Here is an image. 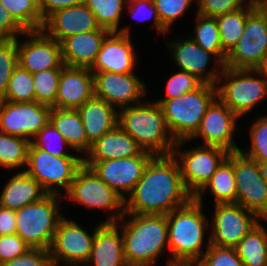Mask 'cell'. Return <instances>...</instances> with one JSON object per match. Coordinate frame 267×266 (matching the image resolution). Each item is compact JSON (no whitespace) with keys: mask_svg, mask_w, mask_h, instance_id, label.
Returning a JSON list of instances; mask_svg holds the SVG:
<instances>
[{"mask_svg":"<svg viewBox=\"0 0 267 266\" xmlns=\"http://www.w3.org/2000/svg\"><path fill=\"white\" fill-rule=\"evenodd\" d=\"M196 266H245L235 248L210 244Z\"/></svg>","mask_w":267,"mask_h":266,"instance_id":"obj_45","label":"cell"},{"mask_svg":"<svg viewBox=\"0 0 267 266\" xmlns=\"http://www.w3.org/2000/svg\"><path fill=\"white\" fill-rule=\"evenodd\" d=\"M179 36L177 38L171 36L172 39L169 38V41L165 42L171 60L175 63L174 66L193 74L203 83L216 85L223 69V63L213 53L201 48L188 34L182 36L179 34Z\"/></svg>","mask_w":267,"mask_h":266,"instance_id":"obj_14","label":"cell"},{"mask_svg":"<svg viewBox=\"0 0 267 266\" xmlns=\"http://www.w3.org/2000/svg\"><path fill=\"white\" fill-rule=\"evenodd\" d=\"M134 45L136 44H133L131 35L110 32L103 40L90 70L118 74L135 73L138 69L139 53L137 54Z\"/></svg>","mask_w":267,"mask_h":266,"instance_id":"obj_21","label":"cell"},{"mask_svg":"<svg viewBox=\"0 0 267 266\" xmlns=\"http://www.w3.org/2000/svg\"><path fill=\"white\" fill-rule=\"evenodd\" d=\"M77 111L91 145L118 125V110L96 96L78 107Z\"/></svg>","mask_w":267,"mask_h":266,"instance_id":"obj_26","label":"cell"},{"mask_svg":"<svg viewBox=\"0 0 267 266\" xmlns=\"http://www.w3.org/2000/svg\"><path fill=\"white\" fill-rule=\"evenodd\" d=\"M110 32L95 30L64 38L61 42L62 62L66 66L91 68L101 44Z\"/></svg>","mask_w":267,"mask_h":266,"instance_id":"obj_25","label":"cell"},{"mask_svg":"<svg viewBox=\"0 0 267 266\" xmlns=\"http://www.w3.org/2000/svg\"><path fill=\"white\" fill-rule=\"evenodd\" d=\"M216 97V85L203 83L179 97L154 101L160 105L172 136L180 141L190 139L196 133L208 106Z\"/></svg>","mask_w":267,"mask_h":266,"instance_id":"obj_6","label":"cell"},{"mask_svg":"<svg viewBox=\"0 0 267 266\" xmlns=\"http://www.w3.org/2000/svg\"><path fill=\"white\" fill-rule=\"evenodd\" d=\"M61 69L53 68L32 74L36 102L55 108Z\"/></svg>","mask_w":267,"mask_h":266,"instance_id":"obj_38","label":"cell"},{"mask_svg":"<svg viewBox=\"0 0 267 266\" xmlns=\"http://www.w3.org/2000/svg\"><path fill=\"white\" fill-rule=\"evenodd\" d=\"M217 97L241 119L267 101V86L258 69H222Z\"/></svg>","mask_w":267,"mask_h":266,"instance_id":"obj_8","label":"cell"},{"mask_svg":"<svg viewBox=\"0 0 267 266\" xmlns=\"http://www.w3.org/2000/svg\"><path fill=\"white\" fill-rule=\"evenodd\" d=\"M205 193L213 196V204L236 203V182L233 166V152L220 164L206 185L193 197L205 204Z\"/></svg>","mask_w":267,"mask_h":266,"instance_id":"obj_29","label":"cell"},{"mask_svg":"<svg viewBox=\"0 0 267 266\" xmlns=\"http://www.w3.org/2000/svg\"><path fill=\"white\" fill-rule=\"evenodd\" d=\"M267 61V16L256 6L248 15L243 35L226 54L223 69H258Z\"/></svg>","mask_w":267,"mask_h":266,"instance_id":"obj_12","label":"cell"},{"mask_svg":"<svg viewBox=\"0 0 267 266\" xmlns=\"http://www.w3.org/2000/svg\"><path fill=\"white\" fill-rule=\"evenodd\" d=\"M239 120L241 118L216 97L208 106L199 129L189 140H202V145L218 146L230 153L238 152L240 147L235 138L240 134Z\"/></svg>","mask_w":267,"mask_h":266,"instance_id":"obj_15","label":"cell"},{"mask_svg":"<svg viewBox=\"0 0 267 266\" xmlns=\"http://www.w3.org/2000/svg\"><path fill=\"white\" fill-rule=\"evenodd\" d=\"M203 206L192 198L186 205L166 214L170 255L164 265H195L209 248L210 219L207 213L203 211Z\"/></svg>","mask_w":267,"mask_h":266,"instance_id":"obj_2","label":"cell"},{"mask_svg":"<svg viewBox=\"0 0 267 266\" xmlns=\"http://www.w3.org/2000/svg\"><path fill=\"white\" fill-rule=\"evenodd\" d=\"M94 96V75L89 68L64 65L61 69L56 109H77Z\"/></svg>","mask_w":267,"mask_h":266,"instance_id":"obj_23","label":"cell"},{"mask_svg":"<svg viewBox=\"0 0 267 266\" xmlns=\"http://www.w3.org/2000/svg\"><path fill=\"white\" fill-rule=\"evenodd\" d=\"M92 73L94 75V96L103 99L117 110L139 104L148 96V85L142 80L143 78L140 79L137 72Z\"/></svg>","mask_w":267,"mask_h":266,"instance_id":"obj_17","label":"cell"},{"mask_svg":"<svg viewBox=\"0 0 267 266\" xmlns=\"http://www.w3.org/2000/svg\"><path fill=\"white\" fill-rule=\"evenodd\" d=\"M17 61L31 74L64 66L60 43L42 29L25 31L17 38Z\"/></svg>","mask_w":267,"mask_h":266,"instance_id":"obj_18","label":"cell"},{"mask_svg":"<svg viewBox=\"0 0 267 266\" xmlns=\"http://www.w3.org/2000/svg\"><path fill=\"white\" fill-rule=\"evenodd\" d=\"M25 30L0 3V39H17Z\"/></svg>","mask_w":267,"mask_h":266,"instance_id":"obj_49","label":"cell"},{"mask_svg":"<svg viewBox=\"0 0 267 266\" xmlns=\"http://www.w3.org/2000/svg\"><path fill=\"white\" fill-rule=\"evenodd\" d=\"M31 143L36 148L45 150L56 157H81L75 154L63 135L50 121L34 136Z\"/></svg>","mask_w":267,"mask_h":266,"instance_id":"obj_37","label":"cell"},{"mask_svg":"<svg viewBox=\"0 0 267 266\" xmlns=\"http://www.w3.org/2000/svg\"><path fill=\"white\" fill-rule=\"evenodd\" d=\"M84 266H128L120 227L102 223L96 230L90 256Z\"/></svg>","mask_w":267,"mask_h":266,"instance_id":"obj_24","label":"cell"},{"mask_svg":"<svg viewBox=\"0 0 267 266\" xmlns=\"http://www.w3.org/2000/svg\"><path fill=\"white\" fill-rule=\"evenodd\" d=\"M14 20L25 30H40L44 24L38 0H0Z\"/></svg>","mask_w":267,"mask_h":266,"instance_id":"obj_36","label":"cell"},{"mask_svg":"<svg viewBox=\"0 0 267 266\" xmlns=\"http://www.w3.org/2000/svg\"><path fill=\"white\" fill-rule=\"evenodd\" d=\"M82 165V157H56L30 143L24 171L48 194L63 196L70 189L76 172Z\"/></svg>","mask_w":267,"mask_h":266,"instance_id":"obj_10","label":"cell"},{"mask_svg":"<svg viewBox=\"0 0 267 266\" xmlns=\"http://www.w3.org/2000/svg\"><path fill=\"white\" fill-rule=\"evenodd\" d=\"M38 3L42 19L45 20L54 11L81 4L83 0H38Z\"/></svg>","mask_w":267,"mask_h":266,"instance_id":"obj_50","label":"cell"},{"mask_svg":"<svg viewBox=\"0 0 267 266\" xmlns=\"http://www.w3.org/2000/svg\"><path fill=\"white\" fill-rule=\"evenodd\" d=\"M59 194H47L41 200L16 210V234L30 249L48 250L59 220L68 208ZM64 208V210H63Z\"/></svg>","mask_w":267,"mask_h":266,"instance_id":"obj_5","label":"cell"},{"mask_svg":"<svg viewBox=\"0 0 267 266\" xmlns=\"http://www.w3.org/2000/svg\"><path fill=\"white\" fill-rule=\"evenodd\" d=\"M251 0H195L196 13L216 17L245 7Z\"/></svg>","mask_w":267,"mask_h":266,"instance_id":"obj_46","label":"cell"},{"mask_svg":"<svg viewBox=\"0 0 267 266\" xmlns=\"http://www.w3.org/2000/svg\"><path fill=\"white\" fill-rule=\"evenodd\" d=\"M16 211L0 206V236L16 233Z\"/></svg>","mask_w":267,"mask_h":266,"instance_id":"obj_51","label":"cell"},{"mask_svg":"<svg viewBox=\"0 0 267 266\" xmlns=\"http://www.w3.org/2000/svg\"><path fill=\"white\" fill-rule=\"evenodd\" d=\"M9 176L0 192V206L2 207L16 211L41 200L48 194L25 171H15Z\"/></svg>","mask_w":267,"mask_h":266,"instance_id":"obj_27","label":"cell"},{"mask_svg":"<svg viewBox=\"0 0 267 266\" xmlns=\"http://www.w3.org/2000/svg\"><path fill=\"white\" fill-rule=\"evenodd\" d=\"M189 142V139L177 141L172 155L179 163L186 190L194 197L206 185L230 152L218 146L202 145L199 142H196L195 147L185 149L184 145L187 146Z\"/></svg>","mask_w":267,"mask_h":266,"instance_id":"obj_9","label":"cell"},{"mask_svg":"<svg viewBox=\"0 0 267 266\" xmlns=\"http://www.w3.org/2000/svg\"><path fill=\"white\" fill-rule=\"evenodd\" d=\"M30 143L26 138L0 132V168L24 171Z\"/></svg>","mask_w":267,"mask_h":266,"instance_id":"obj_34","label":"cell"},{"mask_svg":"<svg viewBox=\"0 0 267 266\" xmlns=\"http://www.w3.org/2000/svg\"><path fill=\"white\" fill-rule=\"evenodd\" d=\"M257 6L256 0H251L245 7L233 12L216 16L221 47L225 54L229 53L243 35L247 15Z\"/></svg>","mask_w":267,"mask_h":266,"instance_id":"obj_33","label":"cell"},{"mask_svg":"<svg viewBox=\"0 0 267 266\" xmlns=\"http://www.w3.org/2000/svg\"><path fill=\"white\" fill-rule=\"evenodd\" d=\"M262 114V115H261ZM260 113L259 117L254 119L249 125V139L251 143L246 149L242 146L240 152L247 158L254 161H267V112ZM243 148V149H242Z\"/></svg>","mask_w":267,"mask_h":266,"instance_id":"obj_40","label":"cell"},{"mask_svg":"<svg viewBox=\"0 0 267 266\" xmlns=\"http://www.w3.org/2000/svg\"><path fill=\"white\" fill-rule=\"evenodd\" d=\"M28 249L30 248L16 233L0 236V266L23 255Z\"/></svg>","mask_w":267,"mask_h":266,"instance_id":"obj_47","label":"cell"},{"mask_svg":"<svg viewBox=\"0 0 267 266\" xmlns=\"http://www.w3.org/2000/svg\"><path fill=\"white\" fill-rule=\"evenodd\" d=\"M169 76L165 83V95L157 100H170L179 97L185 93L194 91L203 84V82L193 74L179 69Z\"/></svg>","mask_w":267,"mask_h":266,"instance_id":"obj_42","label":"cell"},{"mask_svg":"<svg viewBox=\"0 0 267 266\" xmlns=\"http://www.w3.org/2000/svg\"><path fill=\"white\" fill-rule=\"evenodd\" d=\"M170 266H196V265H192V264H173Z\"/></svg>","mask_w":267,"mask_h":266,"instance_id":"obj_55","label":"cell"},{"mask_svg":"<svg viewBox=\"0 0 267 266\" xmlns=\"http://www.w3.org/2000/svg\"><path fill=\"white\" fill-rule=\"evenodd\" d=\"M257 6L265 13L267 16V0H256Z\"/></svg>","mask_w":267,"mask_h":266,"instance_id":"obj_54","label":"cell"},{"mask_svg":"<svg viewBox=\"0 0 267 266\" xmlns=\"http://www.w3.org/2000/svg\"><path fill=\"white\" fill-rule=\"evenodd\" d=\"M143 150L119 125L95 141L83 161H105L139 155Z\"/></svg>","mask_w":267,"mask_h":266,"instance_id":"obj_28","label":"cell"},{"mask_svg":"<svg viewBox=\"0 0 267 266\" xmlns=\"http://www.w3.org/2000/svg\"><path fill=\"white\" fill-rule=\"evenodd\" d=\"M192 198L183 184L177 159L172 154L153 156L125 199V213L166 215Z\"/></svg>","mask_w":267,"mask_h":266,"instance_id":"obj_1","label":"cell"},{"mask_svg":"<svg viewBox=\"0 0 267 266\" xmlns=\"http://www.w3.org/2000/svg\"><path fill=\"white\" fill-rule=\"evenodd\" d=\"M209 221L210 244L235 248L261 219L237 203L214 204Z\"/></svg>","mask_w":267,"mask_h":266,"instance_id":"obj_13","label":"cell"},{"mask_svg":"<svg viewBox=\"0 0 267 266\" xmlns=\"http://www.w3.org/2000/svg\"><path fill=\"white\" fill-rule=\"evenodd\" d=\"M258 70L260 71V73L262 74L264 81L266 83L267 86V61L265 63H263Z\"/></svg>","mask_w":267,"mask_h":266,"instance_id":"obj_53","label":"cell"},{"mask_svg":"<svg viewBox=\"0 0 267 266\" xmlns=\"http://www.w3.org/2000/svg\"><path fill=\"white\" fill-rule=\"evenodd\" d=\"M128 16L133 18L135 22L142 23L146 20H152V28L155 30L157 35L165 36L168 35V31L162 26L156 7L153 0H127V5L125 7ZM140 21V22H139Z\"/></svg>","mask_w":267,"mask_h":266,"instance_id":"obj_43","label":"cell"},{"mask_svg":"<svg viewBox=\"0 0 267 266\" xmlns=\"http://www.w3.org/2000/svg\"><path fill=\"white\" fill-rule=\"evenodd\" d=\"M257 162L261 171V175L267 183V161H257Z\"/></svg>","mask_w":267,"mask_h":266,"instance_id":"obj_52","label":"cell"},{"mask_svg":"<svg viewBox=\"0 0 267 266\" xmlns=\"http://www.w3.org/2000/svg\"><path fill=\"white\" fill-rule=\"evenodd\" d=\"M98 222L90 229L92 231L90 232L74 218L69 219L64 215L59 220L48 249L54 265L84 266L90 256L96 230L103 223L102 221Z\"/></svg>","mask_w":267,"mask_h":266,"instance_id":"obj_11","label":"cell"},{"mask_svg":"<svg viewBox=\"0 0 267 266\" xmlns=\"http://www.w3.org/2000/svg\"><path fill=\"white\" fill-rule=\"evenodd\" d=\"M236 182V203L267 220V183L261 175L257 161L233 152Z\"/></svg>","mask_w":267,"mask_h":266,"instance_id":"obj_16","label":"cell"},{"mask_svg":"<svg viewBox=\"0 0 267 266\" xmlns=\"http://www.w3.org/2000/svg\"><path fill=\"white\" fill-rule=\"evenodd\" d=\"M17 65V39H0V99L5 95Z\"/></svg>","mask_w":267,"mask_h":266,"instance_id":"obj_44","label":"cell"},{"mask_svg":"<svg viewBox=\"0 0 267 266\" xmlns=\"http://www.w3.org/2000/svg\"><path fill=\"white\" fill-rule=\"evenodd\" d=\"M2 266H55L49 251L28 249L23 255L7 261Z\"/></svg>","mask_w":267,"mask_h":266,"instance_id":"obj_48","label":"cell"},{"mask_svg":"<svg viewBox=\"0 0 267 266\" xmlns=\"http://www.w3.org/2000/svg\"><path fill=\"white\" fill-rule=\"evenodd\" d=\"M64 204L73 203L90 211L109 212L103 223H116L125 213V200L96 173L83 164L76 172L70 189L63 195ZM113 212V213H112Z\"/></svg>","mask_w":267,"mask_h":266,"instance_id":"obj_7","label":"cell"},{"mask_svg":"<svg viewBox=\"0 0 267 266\" xmlns=\"http://www.w3.org/2000/svg\"><path fill=\"white\" fill-rule=\"evenodd\" d=\"M162 26L169 32L175 27V22L185 17L195 0H153Z\"/></svg>","mask_w":267,"mask_h":266,"instance_id":"obj_41","label":"cell"},{"mask_svg":"<svg viewBox=\"0 0 267 266\" xmlns=\"http://www.w3.org/2000/svg\"><path fill=\"white\" fill-rule=\"evenodd\" d=\"M41 29L59 43L71 35L106 30L100 27L96 17L84 3L54 11L44 20Z\"/></svg>","mask_w":267,"mask_h":266,"instance_id":"obj_22","label":"cell"},{"mask_svg":"<svg viewBox=\"0 0 267 266\" xmlns=\"http://www.w3.org/2000/svg\"><path fill=\"white\" fill-rule=\"evenodd\" d=\"M91 10L101 28L109 32L132 35L130 24L121 27L127 0H83Z\"/></svg>","mask_w":267,"mask_h":266,"instance_id":"obj_32","label":"cell"},{"mask_svg":"<svg viewBox=\"0 0 267 266\" xmlns=\"http://www.w3.org/2000/svg\"><path fill=\"white\" fill-rule=\"evenodd\" d=\"M118 125L140 148L153 156L173 153L177 141L172 136L163 111L153 99L118 110Z\"/></svg>","mask_w":267,"mask_h":266,"instance_id":"obj_4","label":"cell"},{"mask_svg":"<svg viewBox=\"0 0 267 266\" xmlns=\"http://www.w3.org/2000/svg\"><path fill=\"white\" fill-rule=\"evenodd\" d=\"M152 157V154L142 151L137 156L105 161H83V164L90 167L101 180L125 200L142 177Z\"/></svg>","mask_w":267,"mask_h":266,"instance_id":"obj_20","label":"cell"},{"mask_svg":"<svg viewBox=\"0 0 267 266\" xmlns=\"http://www.w3.org/2000/svg\"><path fill=\"white\" fill-rule=\"evenodd\" d=\"M266 223L267 220H261L235 247L245 266H267Z\"/></svg>","mask_w":267,"mask_h":266,"instance_id":"obj_31","label":"cell"},{"mask_svg":"<svg viewBox=\"0 0 267 266\" xmlns=\"http://www.w3.org/2000/svg\"><path fill=\"white\" fill-rule=\"evenodd\" d=\"M51 107L33 102L0 100V132L32 141L50 121Z\"/></svg>","mask_w":267,"mask_h":266,"instance_id":"obj_19","label":"cell"},{"mask_svg":"<svg viewBox=\"0 0 267 266\" xmlns=\"http://www.w3.org/2000/svg\"><path fill=\"white\" fill-rule=\"evenodd\" d=\"M195 13L194 33L190 36L201 48L213 53L222 63L225 62L226 54L223 52L217 21L214 17H206Z\"/></svg>","mask_w":267,"mask_h":266,"instance_id":"obj_35","label":"cell"},{"mask_svg":"<svg viewBox=\"0 0 267 266\" xmlns=\"http://www.w3.org/2000/svg\"><path fill=\"white\" fill-rule=\"evenodd\" d=\"M50 122L63 135L74 152L84 158L89 152L91 144L87 141L77 109L51 108Z\"/></svg>","mask_w":267,"mask_h":266,"instance_id":"obj_30","label":"cell"},{"mask_svg":"<svg viewBox=\"0 0 267 266\" xmlns=\"http://www.w3.org/2000/svg\"><path fill=\"white\" fill-rule=\"evenodd\" d=\"M10 102H33L35 91L32 74L17 65L10 77L5 95L0 99Z\"/></svg>","mask_w":267,"mask_h":266,"instance_id":"obj_39","label":"cell"},{"mask_svg":"<svg viewBox=\"0 0 267 266\" xmlns=\"http://www.w3.org/2000/svg\"><path fill=\"white\" fill-rule=\"evenodd\" d=\"M116 224L122 232L128 266H156L169 249L166 215L124 213Z\"/></svg>","mask_w":267,"mask_h":266,"instance_id":"obj_3","label":"cell"}]
</instances>
